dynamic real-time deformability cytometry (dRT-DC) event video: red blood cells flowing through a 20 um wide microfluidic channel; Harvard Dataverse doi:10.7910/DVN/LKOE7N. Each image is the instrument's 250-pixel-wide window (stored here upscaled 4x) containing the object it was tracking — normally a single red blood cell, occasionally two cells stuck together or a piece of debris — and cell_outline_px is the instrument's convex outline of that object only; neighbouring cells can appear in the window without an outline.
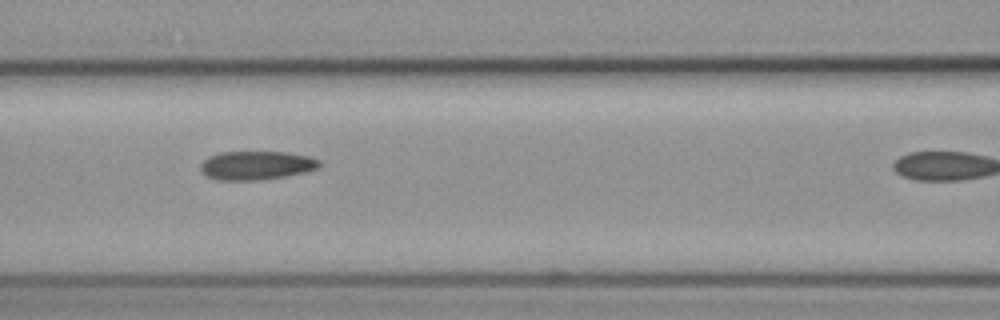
{"species": "common noctule bat (a hibernating species)", "species_latin": "Nyctalus noctula", "temperature_condition": "cold", "stored_images_in_passage": 6, "camera_frame_rate_fps": 3000, "um_per_image_px": 0.085, "animal": {"sex": "female", "body_mass_g": 19.3, "forearm_length_mm": 54.1}, "frame": {"image": 1, "passage_image": 5, "time_ms": 6.333, "image_size_px": [1000, 320], "cell_outline_px": [[320, 164], [316, 168], [304, 172], [288, 176], [260, 180], [216, 180], [204, 176], [200, 172], [200, 164], [208, 156], [220, 152], [288, 152], [308, 156], [320, 160]], "centroid_in_image_um": [21.73, 14.06], "position_along_channel_um": 144.9, "area_um2": 20.11}}